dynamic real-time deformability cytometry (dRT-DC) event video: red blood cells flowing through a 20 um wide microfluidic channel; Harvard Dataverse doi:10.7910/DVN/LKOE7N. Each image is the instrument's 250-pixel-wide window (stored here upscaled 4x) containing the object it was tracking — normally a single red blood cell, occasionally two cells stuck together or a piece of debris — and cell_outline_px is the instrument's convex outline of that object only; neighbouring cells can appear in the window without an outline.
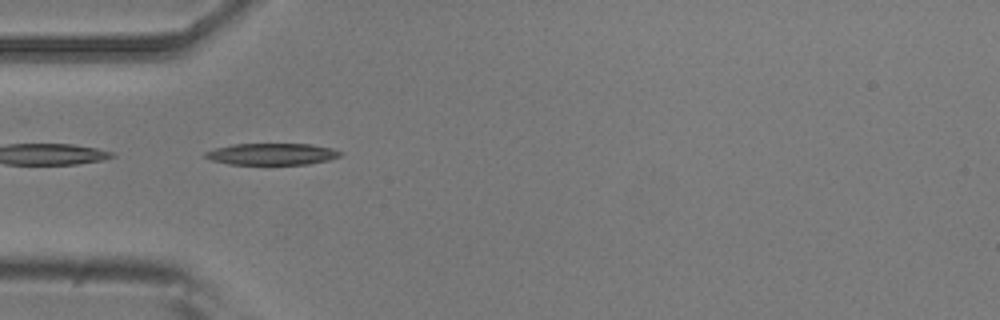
{"species": "common noctule bat (a hibernating species)", "species_latin": "Nyctalus noctula", "temperature_condition": "room temperature", "stored_images_in_passage": 35, "camera_frame_rate_fps": 3000, "um_per_image_px": 0.085, "animal": {"sex": "male", "body_mass_g": 20.5, "forearm_length_mm": 52.5}, "frame": {"image": 1, "passage_image": 1, "time_ms": 0.0, "image_size_px": [1000, 320], "cell_outline_px": [[344, 152], [340, 156], [328, 160], [308, 164], [228, 164], [212, 160], [204, 156], [204, 152], [216, 148], [232, 144], [312, 144], [332, 148]], "centroid_in_image_um": [23.13, 13.09], "position_along_channel_um": 61.9, "area_um2": 16.99}}
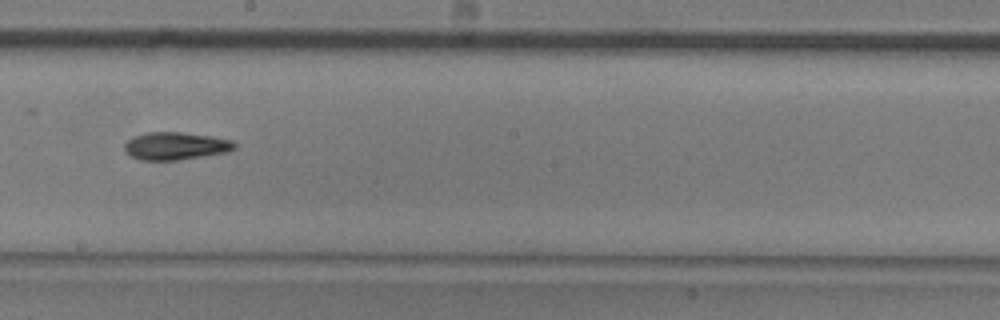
{"frame": {"image": 2, "passage_image": 14, "time_ms": 4.333, "image_size_px": [1000, 320], "cell_outline_px": [[236, 148], [228, 152], [204, 156], [176, 160], [140, 160], [128, 156], [124, 148], [124, 144], [132, 136], [144, 132], [180, 132], [212, 136], [232, 140], [236, 144]], "centroid_in_image_um": [14.9, 12.4], "position_along_channel_um": 233.3, "area_um2": 17.98}}
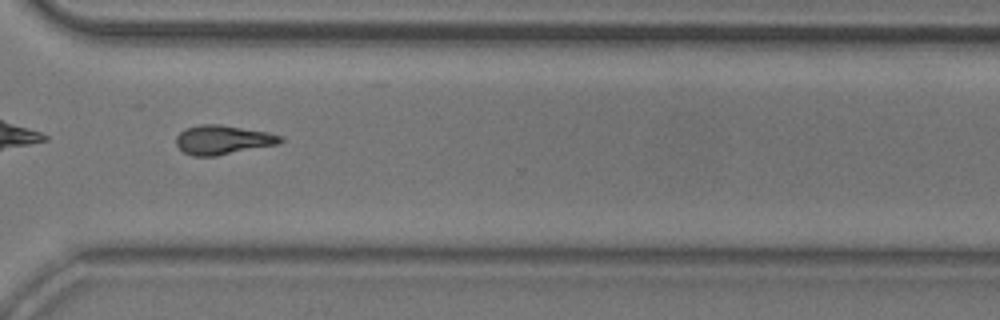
{"frame": {"image": 3, "passage_image": 23, "time_ms": 7.333, "image_size_px": [1000, 320], "cell_outline_px": [[284, 140], [280, 144], [216, 156], [192, 156], [184, 152], [176, 144], [176, 136], [184, 128], [200, 124], [220, 124], [268, 132], [284, 136]], "centroid_in_image_um": [18.97, 11.88], "position_along_channel_um": 351.6, "area_um2": 17.98}, "authors_computed_cell_mechanics": {"area_um2": 16.9354, "velocity_mm_per_s": 3.9563, "shape_relaxation_time_tau1_ms": 3.395, "shape_relaxation_time_tau2_ms": null, "deformation_change_tau1": 0.1487, "deformation_change_tau2": null}}